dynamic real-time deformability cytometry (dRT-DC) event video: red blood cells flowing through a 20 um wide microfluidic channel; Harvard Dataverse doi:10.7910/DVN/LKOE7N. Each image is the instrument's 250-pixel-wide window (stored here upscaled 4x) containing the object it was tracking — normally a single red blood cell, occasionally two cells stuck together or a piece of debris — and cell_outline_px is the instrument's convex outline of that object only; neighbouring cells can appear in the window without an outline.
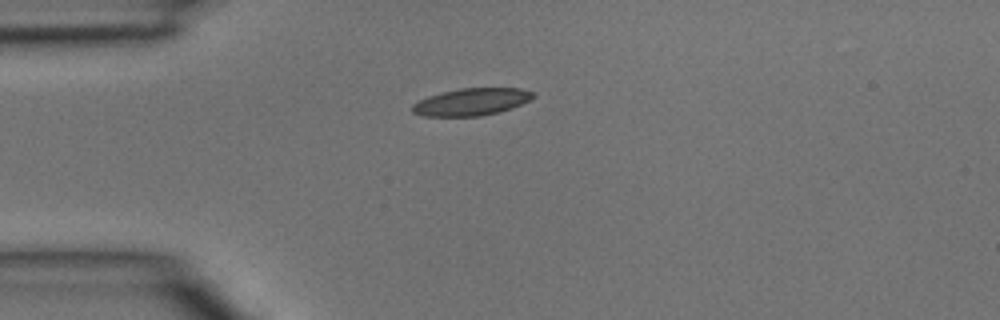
{"species": "common noctule bat (a hibernating species)", "species_latin": "Nyctalus noctula", "temperature_condition": "room temperature", "stored_images_in_passage": 2, "camera_frame_rate_fps": 3000, "um_per_image_px": 0.085, "animal": {"sex": "male", "body_mass_g": 15.6}, "frame": {"image": 1, "passage_image": 2, "time_ms": 0.333, "image_size_px": [1000, 320], "cell_outline_px": [[536, 96], [512, 108], [500, 112], [480, 116], [424, 116], [412, 112], [412, 104], [428, 96], [460, 88], [520, 88], [536, 92]], "centroid_in_image_um": [40.1, 8.66], "position_along_channel_um": 44.9, "area_um2": 19.13}}